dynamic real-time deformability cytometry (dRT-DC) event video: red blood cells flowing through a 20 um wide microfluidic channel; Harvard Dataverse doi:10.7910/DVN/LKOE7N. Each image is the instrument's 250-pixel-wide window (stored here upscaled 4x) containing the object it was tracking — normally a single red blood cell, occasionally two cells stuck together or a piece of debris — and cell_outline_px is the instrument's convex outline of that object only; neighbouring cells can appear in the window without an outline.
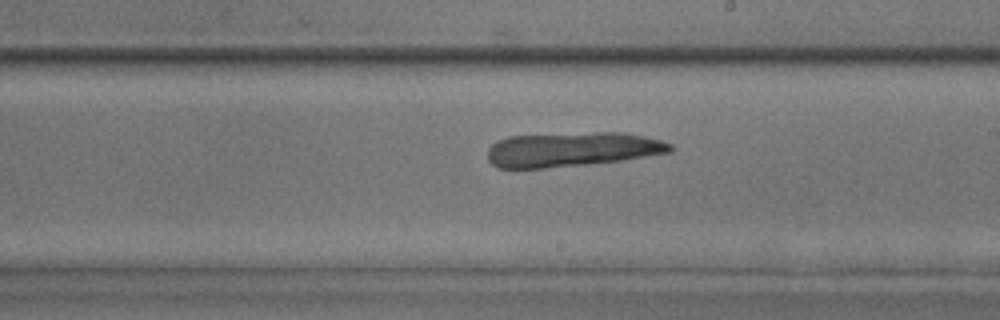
{"species": "common noctule bat (a hibernating species)", "species_latin": "Nyctalus noctula", "temperature_condition": "room temperature", "stored_images_in_passage": 48, "camera_frame_rate_fps": 3000, "um_per_image_px": 0.085, "animal": {"sex": "male", "body_mass_g": 17.9, "forearm_length_mm": 54.2}, "frame": {"image": 1, "passage_image": 28, "time_ms": 9.0, "image_size_px": [1000, 320], "cell_outline_px": [[672, 152], [620, 160], [588, 164], [544, 168], [496, 168], [488, 160], [488, 148], [496, 140], [508, 136], [596, 132], [624, 132], [644, 136], [660, 140], [672, 144]], "centroid_in_image_um": [48.59, 12.69], "position_along_channel_um": 240.4, "area_um2": 36.76}}
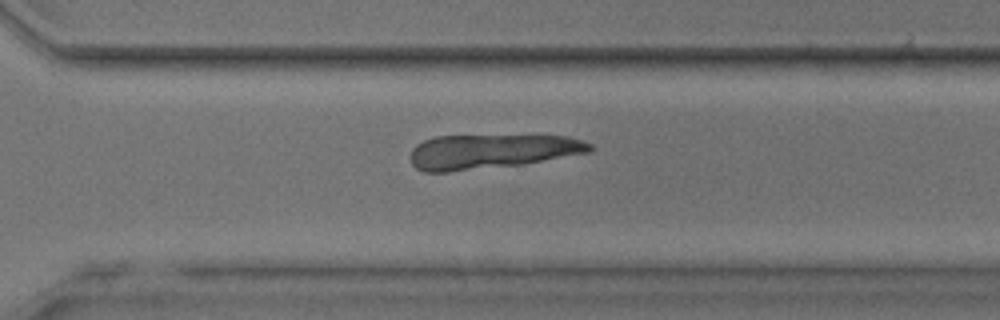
{"frame": {"image": 2, "passage_image": 34, "time_ms": 11.0, "image_size_px": [1000, 320], "cell_outline_px": [[592, 148], [588, 152], [524, 164], [448, 172], [424, 172], [416, 168], [412, 164], [412, 148], [416, 144], [424, 140], [436, 136], [568, 136], [592, 144]], "centroid_in_image_um": [41.74, 12.88], "position_along_channel_um": 328.9, "area_um2": 35.72}}
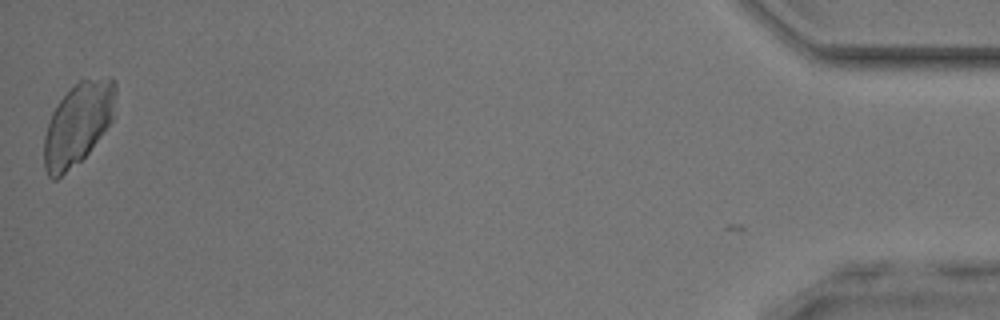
{"frame": {"image": 3, "passage_image": 47, "time_ms": 15.333, "image_size_px": [1000, 320], "cell_outline_px": [[116, 92], [112, 120], [88, 152], [80, 160], [56, 180], [52, 180], [48, 176], [44, 168], [44, 136], [48, 120], [52, 112], [60, 100], [80, 80], [108, 76], [112, 76], [116, 80]], "centroid_in_image_um": [6.62, 10.51], "position_along_channel_um": 428.6, "area_um2": 34.04}}